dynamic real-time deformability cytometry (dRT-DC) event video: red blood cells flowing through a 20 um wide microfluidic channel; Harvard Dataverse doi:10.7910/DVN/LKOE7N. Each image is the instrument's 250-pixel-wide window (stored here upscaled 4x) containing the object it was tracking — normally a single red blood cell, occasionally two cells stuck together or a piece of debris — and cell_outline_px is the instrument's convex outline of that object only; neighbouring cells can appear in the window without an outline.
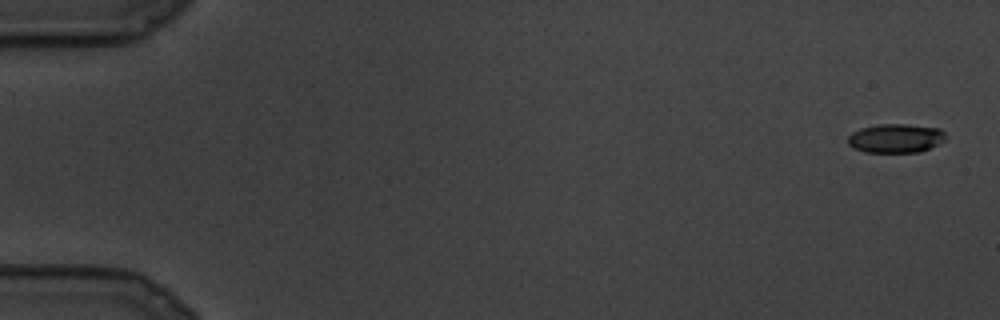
{"species": "common noctule bat (a hibernating species)", "species_latin": "Nyctalus noctula", "temperature_condition": "cold", "stored_images_in_passage": 2, "camera_frame_rate_fps": 3000, "um_per_image_px": 0.085, "animal": {"sex": "male", "body_mass_g": 19.5, "forearm_length_mm": 54.6}, "frame": {"image": 1, "passage_image": 1, "time_ms": 0.0, "image_size_px": [1000, 320], "cell_outline_px": [[948, 136], [944, 140], [920, 152], [864, 152], [848, 144], [848, 136], [852, 132], [860, 128], [880, 124], [908, 124], [940, 128]], "centroid_in_image_um": [76.14, 11.74], "position_along_channel_um": 8.9, "area_um2": 16.47}}